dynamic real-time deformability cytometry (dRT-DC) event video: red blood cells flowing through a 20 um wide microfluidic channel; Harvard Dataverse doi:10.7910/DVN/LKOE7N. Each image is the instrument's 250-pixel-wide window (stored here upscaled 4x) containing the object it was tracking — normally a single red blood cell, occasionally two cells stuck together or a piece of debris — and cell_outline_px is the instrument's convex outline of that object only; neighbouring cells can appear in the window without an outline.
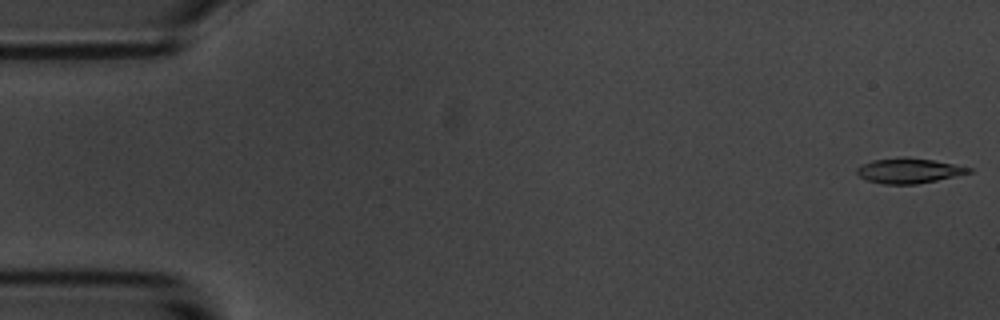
{"species": "common noctule bat (a hibernating species)", "species_latin": "Nyctalus noctula", "temperature_condition": "room temperature", "stored_images_in_passage": 25, "camera_frame_rate_fps": 3000, "um_per_image_px": 0.085, "animal": {"sex": "male", "body_mass_g": 20.1, "forearm_length_mm": 53.5}, "frame": {"image": 1, "passage_image": 1, "time_ms": 0.0, "image_size_px": [1000, 320], "cell_outline_px": [[972, 172], [936, 180], [916, 184], [884, 184], [868, 180], [860, 176], [856, 172], [856, 168], [872, 160], [900, 156], [932, 160], [956, 164], [972, 168]], "centroid_in_image_um": [77.25, 14.49], "position_along_channel_um": 7.8, "area_um2": 16.24}}
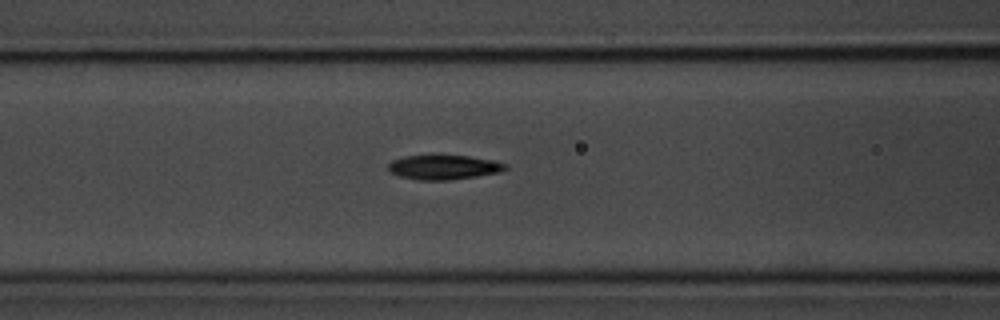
{"frame": {"image": 2, "passage_image": 22, "time_ms": 7.0, "image_size_px": [1000, 320], "cell_outline_px": [[508, 168], [500, 172], [476, 176], [448, 180], [420, 180], [400, 176], [388, 172], [388, 164], [392, 160], [404, 156], [468, 156], [492, 160], [508, 164]], "centroid_in_image_um": [37.71, 14.22], "position_along_channel_um": 128.9, "area_um2": 16.59}}
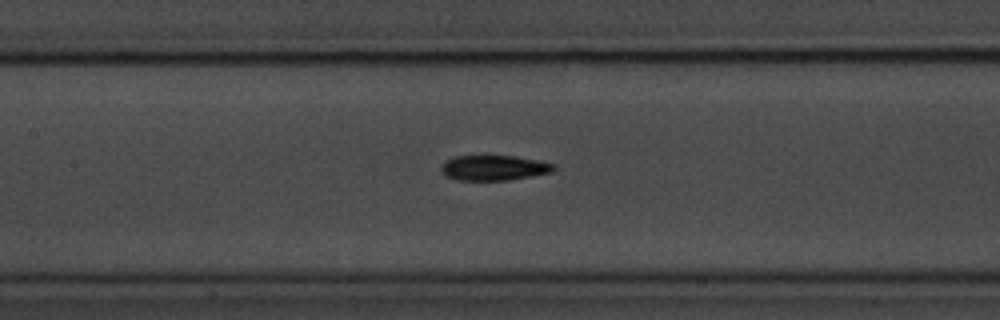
{"frame": {"image": 3, "passage_image": 25, "time_ms": 8.0, "image_size_px": [1000, 320], "cell_outline_px": [[556, 168], [552, 172], [504, 180], [460, 180], [448, 176], [440, 168], [444, 160], [456, 156], [516, 156], [556, 164]], "centroid_in_image_um": [41.99, 14.25], "position_along_channel_um": 165.4, "area_um2": 16.24}}